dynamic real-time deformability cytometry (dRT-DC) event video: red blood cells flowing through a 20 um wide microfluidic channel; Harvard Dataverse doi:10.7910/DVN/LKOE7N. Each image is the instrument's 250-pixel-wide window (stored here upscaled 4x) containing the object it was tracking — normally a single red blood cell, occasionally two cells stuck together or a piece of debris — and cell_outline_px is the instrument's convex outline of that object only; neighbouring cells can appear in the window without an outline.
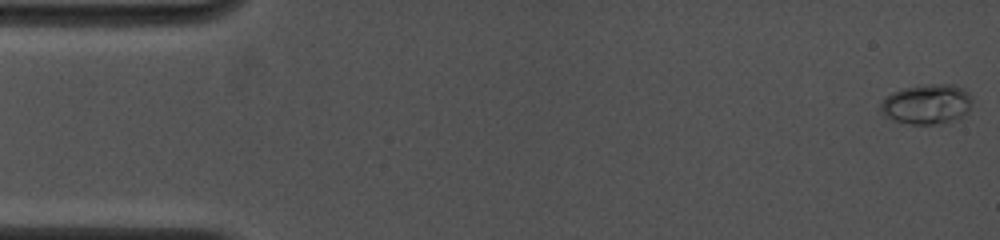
{"species": "common noctule bat (a hibernating species)", "species_latin": "Nyctalus noctula", "temperature_condition": "cold", "stored_images_in_passage": 68, "camera_frame_rate_fps": 4500, "um_per_image_px": 0.085, "animal": {"sex": "female", "body_mass_g": 19.0, "forearm_length_mm": 53.3}, "frame": {"image": 1, "passage_image": 1, "time_ms": 0.0, "image_size_px": [1000, 240], "cell_outline_px": [[972, 100], [968, 112], [960, 120], [936, 124], [908, 124], [884, 116], [880, 112], [880, 100], [892, 92], [904, 88], [932, 84], [952, 84], [964, 88], [972, 96]], "centroid_in_image_um": [78.8, 8.86], "position_along_channel_um": 6.2, "area_um2": 21.68}}
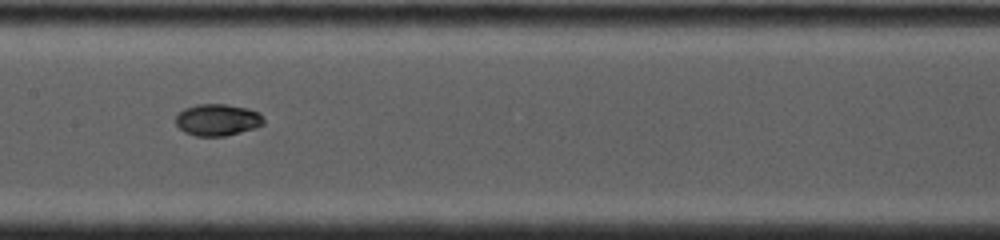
{"frame": {"image": 2, "passage_image": 31, "time_ms": 8.0, "image_size_px": [1000, 240], "cell_outline_px": [[264, 124], [240, 132], [224, 136], [196, 136], [184, 132], [176, 124], [176, 116], [184, 108], [196, 104], [228, 104], [248, 108], [260, 112], [264, 120]], "centroid_in_image_um": [18.49, 10.17], "position_along_channel_um": 188.9, "area_um2": 16.3}}
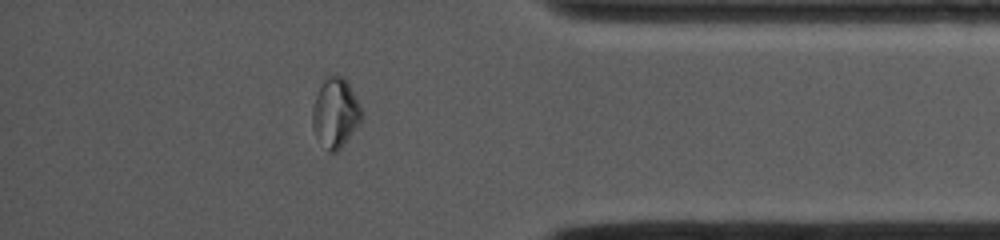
{"frame": {"image": 3, "passage_image": 59, "time_ms": 13.778, "image_size_px": [1000, 240], "cell_outline_px": [[364, 116], [360, 124], [344, 144], [336, 152], [328, 152], [316, 136], [312, 128], [312, 108], [316, 96], [324, 80], [328, 76], [344, 76], [360, 104]], "centroid_in_image_um": [28.53, 9.62], "position_along_channel_um": 406.7, "area_um2": 19.94}, "authors_computed_cell_mechanics": {"area_um2": 16.3574, "velocity_mm_per_s": 3.9617, "shape_relaxation_time_tau1_ms": 6.8552, "shape_relaxation_time_tau2_ms": 2.3371, "deformation_change_tau1": 0.1888, "deformation_change_tau2": 0.0186}}